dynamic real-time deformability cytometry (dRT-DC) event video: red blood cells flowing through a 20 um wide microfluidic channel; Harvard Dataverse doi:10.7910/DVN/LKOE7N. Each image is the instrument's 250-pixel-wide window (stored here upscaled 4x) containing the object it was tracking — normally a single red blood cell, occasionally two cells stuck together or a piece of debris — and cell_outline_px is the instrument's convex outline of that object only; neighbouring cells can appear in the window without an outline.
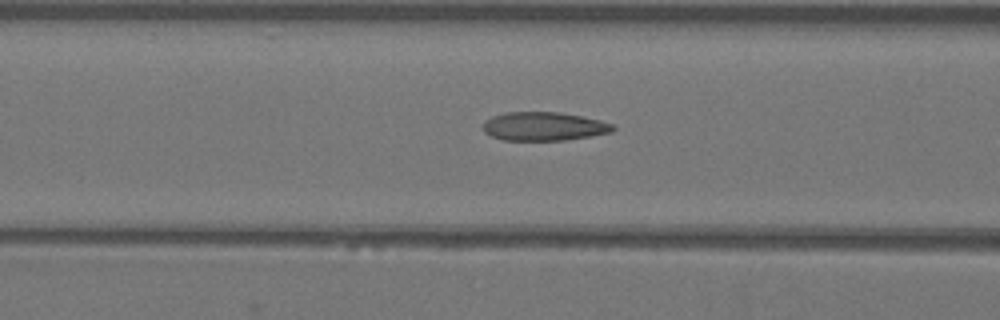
{"species": "Egyptian fruit bat (a non-hibernating species)", "species_latin": "Rousettus aegyptiacus", "temperature_condition": "warm", "stored_images_in_passage": 15, "camera_frame_rate_fps": 3000, "um_per_image_px": 0.085, "animal": {"sex": "female"}, "frame": {"image": 1, "passage_image": 13, "time_ms": 4.0, "image_size_px": [1000, 320], "cell_outline_px": [[616, 128], [612, 132], [564, 140], [504, 140], [492, 136], [484, 132], [484, 120], [492, 116], [504, 112], [560, 112], [600, 120], [612, 124]], "centroid_in_image_um": [46.21, 10.73], "position_along_channel_um": 120.4, "area_um2": 21.56}}